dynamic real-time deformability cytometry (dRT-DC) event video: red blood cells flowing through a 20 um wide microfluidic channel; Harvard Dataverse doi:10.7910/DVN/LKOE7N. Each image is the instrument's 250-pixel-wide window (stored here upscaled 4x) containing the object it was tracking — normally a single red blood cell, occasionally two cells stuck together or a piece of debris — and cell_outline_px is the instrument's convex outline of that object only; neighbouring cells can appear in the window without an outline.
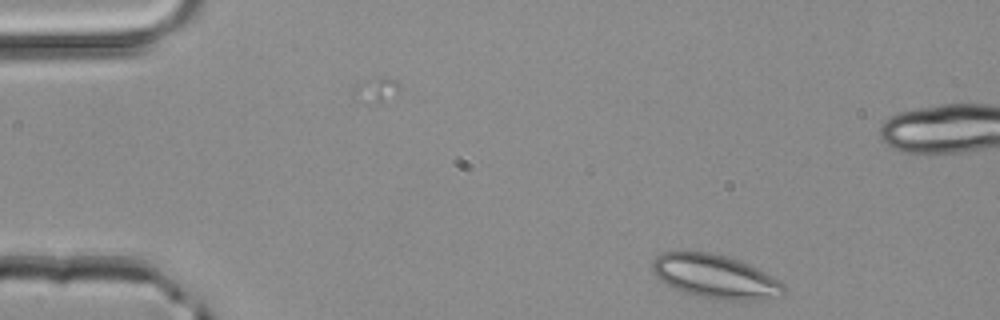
{"species": "common noctule bat (a hibernating species)", "species_latin": "Nyctalus noctula", "temperature_condition": "room temperature", "stored_images_in_passage": 3, "camera_frame_rate_fps": 3000, "um_per_image_px": 0.085, "animal": {"sex": "male", "body_mass_g": 20.4}, "frame": {"image": 1, "passage_image": 1, "time_ms": 0.0, "image_size_px": [1000, 320], "cell_outline_px": [[788, 292], [784, 296], [764, 300], [720, 300], [696, 296], [676, 288], [660, 280], [652, 272], [652, 260], [660, 252], [708, 252], [724, 256], [748, 264], [764, 272], [784, 284]], "centroid_in_image_um": [60.83, 23.53], "position_along_channel_um": 24.2, "area_um2": 33.47}}